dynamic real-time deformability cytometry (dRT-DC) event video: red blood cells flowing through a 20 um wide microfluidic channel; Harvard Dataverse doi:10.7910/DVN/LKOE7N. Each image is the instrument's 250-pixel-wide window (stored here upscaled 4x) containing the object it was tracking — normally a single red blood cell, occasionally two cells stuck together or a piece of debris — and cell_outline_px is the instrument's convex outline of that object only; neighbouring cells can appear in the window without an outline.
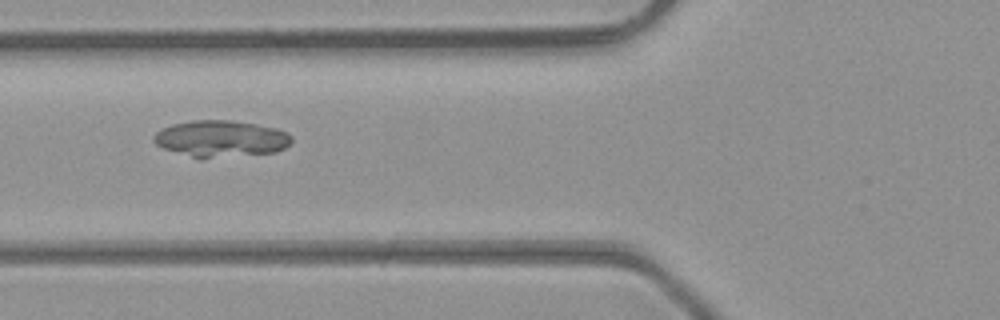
{"species": "common noctule bat (a hibernating species)", "species_latin": "Nyctalus noctula", "temperature_condition": "room temperature", "stored_images_in_passage": 6, "camera_frame_rate_fps": 3000, "um_per_image_px": 0.085, "animal": {"sex": "male", "body_mass_g": 23.1, "forearm_length_mm": 52.7}, "frame": {"image": 1, "passage_image": 6, "time_ms": 1.667, "image_size_px": [1000, 320], "cell_outline_px": [[292, 140], [284, 148], [276, 152], [200, 160], [164, 148], [156, 144], [152, 140], [152, 136], [156, 132], [172, 124], [192, 120], [232, 120], [256, 124], [276, 128], [288, 132], [292, 136]], "centroid_in_image_um": [18.77, 11.8], "position_along_channel_um": 107.0, "area_um2": 29.77}}